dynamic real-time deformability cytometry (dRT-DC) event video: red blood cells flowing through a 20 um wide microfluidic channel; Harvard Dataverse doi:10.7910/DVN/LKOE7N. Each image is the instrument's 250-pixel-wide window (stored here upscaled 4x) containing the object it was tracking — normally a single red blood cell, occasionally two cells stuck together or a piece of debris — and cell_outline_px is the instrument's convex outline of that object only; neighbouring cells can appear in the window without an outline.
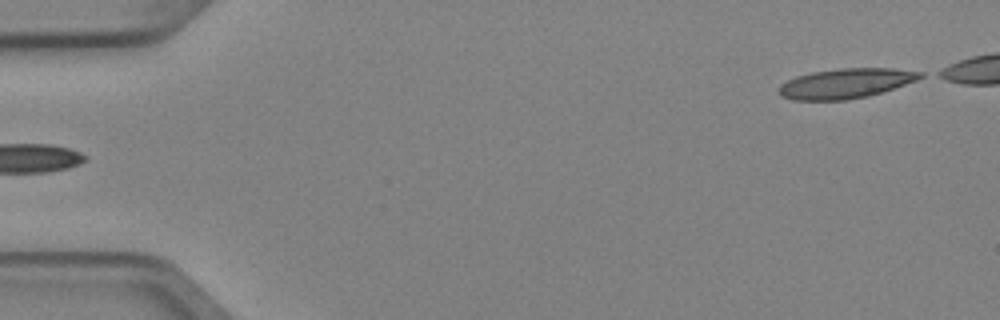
{"species": "Egyptian fruit bat (a non-hibernating species)", "species_latin": "Rousettus aegyptiacus", "temperature_condition": "cold", "stored_images_in_passage": 5, "segment_of_instrument_passage": [2, 2], "camera_frame_rate_fps": 3000, "um_per_image_px": 0.085, "animal": {"sex": "female"}, "frame": {"image": 1, "passage_image": 5, "time_ms": 1.333, "image_size_px": [1000, 320], "cell_outline_px": [[924, 76], [916, 80], [868, 96], [844, 100], [796, 100], [784, 96], [780, 92], [780, 84], [796, 76], [812, 72], [840, 68], [892, 68], [924, 72]], "centroid_in_image_um": [71.9, 7.07], "position_along_channel_um": 13.1, "area_um2": 24.22}}